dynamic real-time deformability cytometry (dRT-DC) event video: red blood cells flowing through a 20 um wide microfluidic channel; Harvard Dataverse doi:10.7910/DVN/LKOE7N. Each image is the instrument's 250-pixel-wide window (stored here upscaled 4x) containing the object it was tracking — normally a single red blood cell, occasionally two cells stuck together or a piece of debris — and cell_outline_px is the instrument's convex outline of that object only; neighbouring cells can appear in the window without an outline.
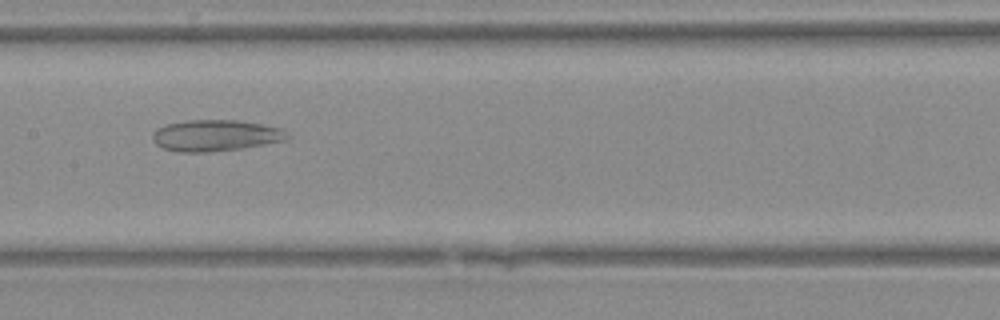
{"species": "Egyptian fruit bat (a non-hibernating species)", "species_latin": "Rousettus aegyptiacus", "temperature_condition": "warm", "stored_images_in_passage": 34, "camera_frame_rate_fps": 3000, "um_per_image_px": 0.085, "animal": {"sex": "female"}, "frame": {"image": 1, "passage_image": 15, "time_ms": 4.667, "image_size_px": [1000, 320], "cell_outline_px": [[292, 136], [288, 140], [240, 148], [208, 152], [180, 152], [164, 148], [156, 144], [152, 140], [152, 136], [156, 128], [168, 124], [188, 120], [240, 120], [284, 128]], "centroid_in_image_um": [18.38, 11.51], "position_along_channel_um": 189.0, "area_um2": 24.74}}
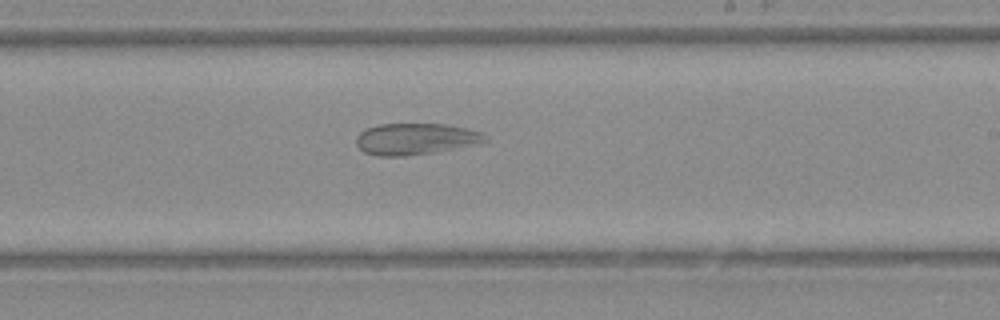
{"frame": {"image": 2, "passage_image": 19, "time_ms": 6.0, "image_size_px": [1000, 320], "cell_outline_px": [[488, 140], [436, 152], [404, 156], [376, 156], [364, 152], [356, 144], [356, 136], [360, 132], [368, 128], [380, 124], [444, 124], [468, 128], [484, 132], [488, 136]], "centroid_in_image_um": [35.31, 11.8], "position_along_channel_um": 253.7, "area_um2": 23.52}}
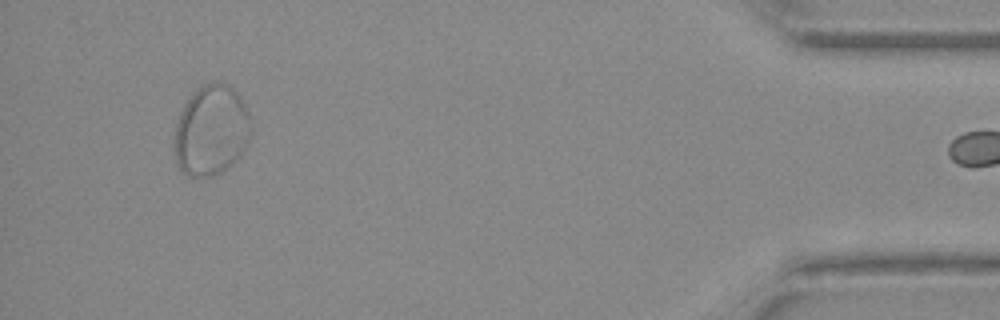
{"frame": {"image": 3, "passage_image": 33, "time_ms": 10.667, "image_size_px": [1000, 320], "cell_outline_px": [[252, 128], [244, 148], [232, 164], [212, 176], [188, 176], [180, 168], [176, 160], [176, 124], [180, 112], [184, 104], [192, 92], [204, 84], [216, 80], [228, 84], [236, 92], [244, 104], [248, 112]], "centroid_in_image_um": [17.96, 11.04], "position_along_channel_um": 417.2, "area_um2": 39.88}}